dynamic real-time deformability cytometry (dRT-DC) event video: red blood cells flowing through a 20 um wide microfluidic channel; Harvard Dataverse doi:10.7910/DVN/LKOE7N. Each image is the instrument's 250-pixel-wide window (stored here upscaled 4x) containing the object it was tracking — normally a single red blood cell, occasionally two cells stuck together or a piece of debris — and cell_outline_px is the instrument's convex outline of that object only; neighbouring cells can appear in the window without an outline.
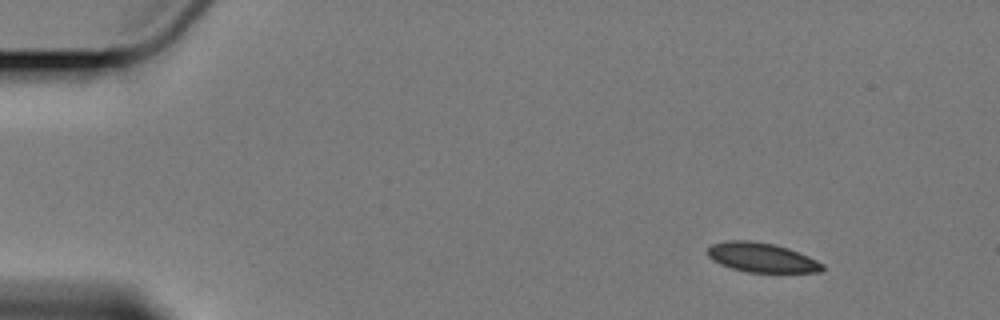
{"species": "Egyptian fruit bat (a non-hibernating species)", "species_latin": "Rousettus aegyptiacus", "temperature_condition": "cold", "stored_images_in_passage": 5, "segment_of_instrument_passage": [1, 2], "camera_frame_rate_fps": 3000, "um_per_image_px": 0.085, "animal": {"sex": "female"}, "frame": {"image": 1, "passage_image": 1, "time_ms": 0.0, "image_size_px": [1000, 320], "cell_outline_px": [[824, 268], [820, 272], [748, 272], [732, 268], [720, 264], [712, 260], [708, 256], [708, 248], [712, 244], [728, 240], [752, 240], [772, 244], [788, 248], [808, 256], [824, 264]], "centroid_in_image_um": [64.73, 21.88], "position_along_channel_um": 20.3, "area_um2": 19.59}}